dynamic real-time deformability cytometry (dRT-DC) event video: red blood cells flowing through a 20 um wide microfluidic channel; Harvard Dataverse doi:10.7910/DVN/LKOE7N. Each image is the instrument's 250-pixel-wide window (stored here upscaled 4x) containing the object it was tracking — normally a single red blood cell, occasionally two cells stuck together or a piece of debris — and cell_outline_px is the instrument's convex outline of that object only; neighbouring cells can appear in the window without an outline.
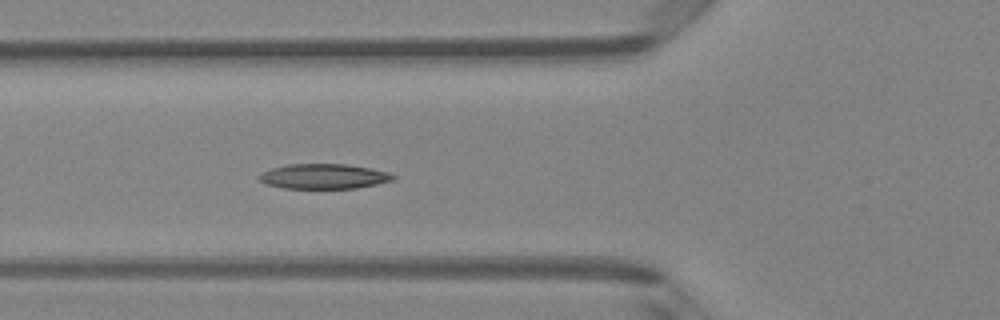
{"species": "Egyptian fruit bat (a non-hibernating species)", "species_latin": "Rousettus aegyptiacus", "temperature_condition": "room temperature", "stored_images_in_passage": 5, "camera_frame_rate_fps": 3000, "um_per_image_px": 0.085, "animal": {"sex": "female"}, "frame": {"image": 1, "passage_image": 5, "time_ms": 4.667, "image_size_px": [1000, 320], "cell_outline_px": [[396, 180], [356, 188], [284, 188], [264, 184], [256, 176], [260, 172], [272, 168], [288, 164], [348, 164], [388, 172], [396, 176]], "centroid_in_image_um": [27.49, 14.99], "position_along_channel_um": 98.3, "area_um2": 19.59}}